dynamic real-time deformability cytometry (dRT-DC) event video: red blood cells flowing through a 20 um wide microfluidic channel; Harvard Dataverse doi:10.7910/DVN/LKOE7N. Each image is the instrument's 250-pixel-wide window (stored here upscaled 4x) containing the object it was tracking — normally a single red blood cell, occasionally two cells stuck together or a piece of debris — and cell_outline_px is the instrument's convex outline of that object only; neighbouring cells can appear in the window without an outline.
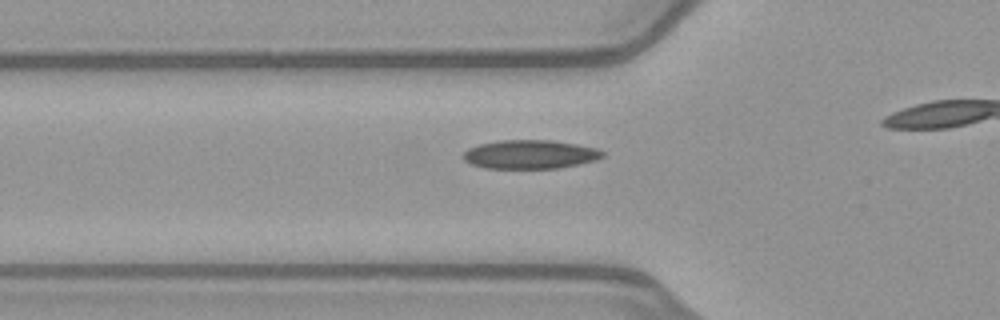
{"species": "common noctule bat (a hibernating species)", "species_latin": "Nyctalus noctula", "temperature_condition": "warm", "stored_images_in_passage": 29, "camera_frame_rate_fps": 3000, "um_per_image_px": 0.085, "animal": {"sex": "female", "body_mass_g": 21.9}, "frame": {"image": 1, "passage_image": 5, "time_ms": 1.333, "image_size_px": [1000, 320], "cell_outline_px": [[604, 156], [596, 160], [556, 168], [484, 168], [472, 164], [464, 160], [460, 156], [468, 148], [480, 144], [500, 140], [552, 140], [576, 144], [596, 148], [604, 152]], "centroid_in_image_um": [45.02, 13.12], "position_along_channel_um": 80.8, "area_um2": 23.29}}
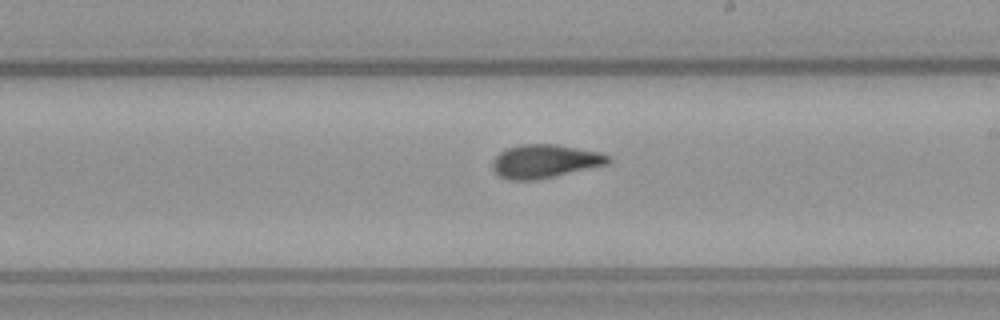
{"frame": {"image": 2, "passage_image": 17, "time_ms": 5.333, "image_size_px": [1000, 320], "cell_outline_px": [[612, 160], [608, 164], [536, 180], [512, 180], [500, 176], [492, 168], [492, 160], [500, 152], [508, 148], [520, 144], [556, 144], [600, 152], [608, 156]], "centroid_in_image_um": [46.31, 13.7], "position_along_channel_um": 242.7, "area_um2": 22.43}}
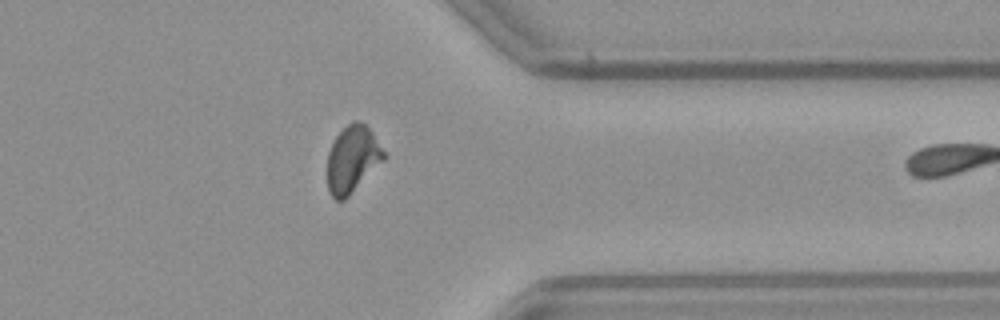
{"frame": {"image": 3, "passage_image": 28, "time_ms": 9.0, "image_size_px": [1000, 320], "cell_outline_px": [[388, 156], [344, 200], [336, 200], [328, 192], [328, 152], [336, 136], [352, 120], [356, 120], [364, 124], [372, 132]], "centroid_in_image_um": [29.97, 13.52], "position_along_channel_um": 381.4, "area_um2": 21.79}}